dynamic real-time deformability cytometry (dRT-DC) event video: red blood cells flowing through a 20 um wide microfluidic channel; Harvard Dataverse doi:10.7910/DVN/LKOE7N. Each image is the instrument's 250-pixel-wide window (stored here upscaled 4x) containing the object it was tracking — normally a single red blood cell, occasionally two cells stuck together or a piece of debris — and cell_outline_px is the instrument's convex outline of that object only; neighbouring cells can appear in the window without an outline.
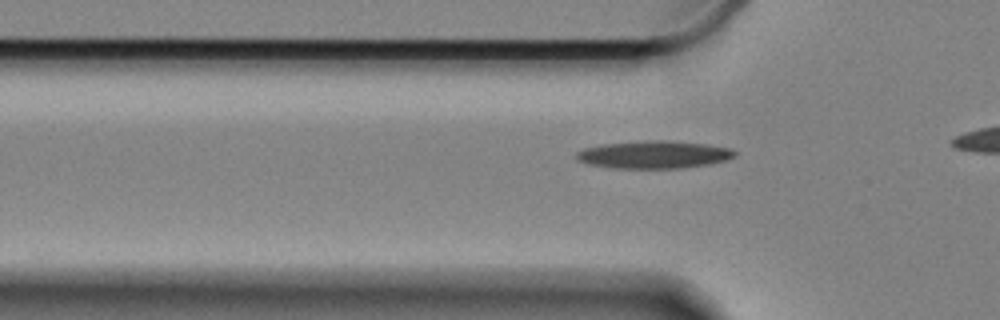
{"species": "Egyptian fruit bat (a non-hibernating species)", "species_latin": "Rousettus aegyptiacus", "temperature_condition": "cold", "stored_images_in_passage": 14, "camera_frame_rate_fps": 3000, "um_per_image_px": 0.085, "animal": {"sex": "female"}, "frame": {"image": 1, "passage_image": 7, "time_ms": 2.0, "image_size_px": [1000, 320], "cell_outline_px": [[736, 156], [724, 160], [708, 164], [680, 168], [612, 168], [588, 164], [576, 160], [576, 152], [584, 148], [600, 144], [644, 140], [668, 140], [704, 144], [732, 148], [736, 152]], "centroid_in_image_um": [55.54, 13.13], "position_along_channel_um": 70.3, "area_um2": 25.61}}
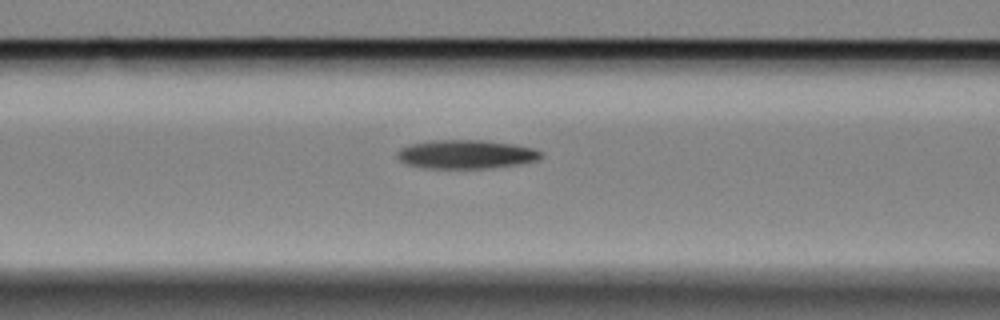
{"frame": {"image": 2, "passage_image": 12, "time_ms": 3.667, "image_size_px": [1000, 320], "cell_outline_px": [[544, 156], [536, 160], [512, 164], [484, 168], [428, 168], [408, 164], [400, 160], [396, 156], [396, 152], [400, 148], [408, 144], [432, 140], [480, 140], [512, 144], [532, 148], [544, 152]], "centroid_in_image_um": [39.56, 13.1], "position_along_channel_um": 127.0, "area_um2": 23.81}}